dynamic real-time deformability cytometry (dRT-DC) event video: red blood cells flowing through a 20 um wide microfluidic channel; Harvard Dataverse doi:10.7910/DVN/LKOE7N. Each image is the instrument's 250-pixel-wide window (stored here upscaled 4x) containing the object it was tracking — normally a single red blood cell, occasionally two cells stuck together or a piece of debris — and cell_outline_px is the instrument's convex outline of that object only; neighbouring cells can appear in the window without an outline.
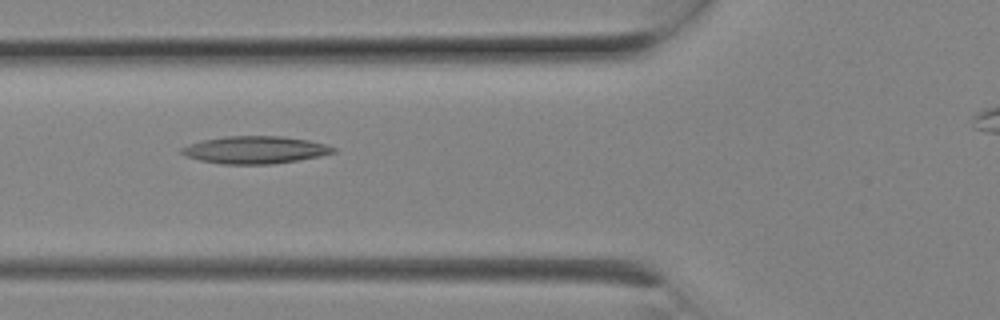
{"species": "Egyptian fruit bat (a non-hibernating species)", "species_latin": "Rousettus aegyptiacus", "temperature_condition": "room temperature", "stored_images_in_passage": 3, "camera_frame_rate_fps": 3000, "um_per_image_px": 0.085, "animal": {"sex": "female"}, "frame": {"image": 1, "passage_image": 2, "time_ms": 0.333, "image_size_px": [1000, 320], "cell_outline_px": [[336, 152], [320, 156], [272, 164], [220, 164], [200, 160], [188, 156], [180, 152], [180, 148], [188, 144], [204, 140], [224, 136], [280, 136], [308, 140], [324, 144], [336, 148]], "centroid_in_image_um": [21.67, 12.74], "position_along_channel_um": 104.1, "area_um2": 24.1}}
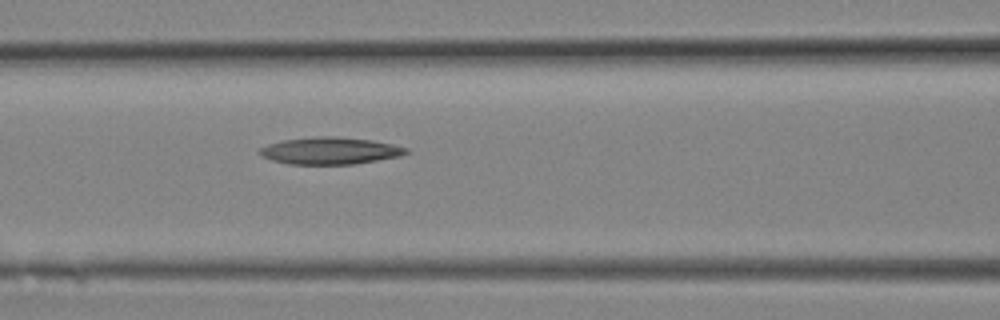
{"frame": {"image": 2, "passage_image": 3, "time_ms": 0.667, "image_size_px": [1000, 320], "cell_outline_px": [[412, 152], [400, 156], [356, 164], [288, 164], [272, 160], [260, 156], [256, 152], [260, 148], [268, 144], [284, 140], [316, 136], [332, 136], [372, 140], [392, 144], [408, 148]], "centroid_in_image_um": [28.06, 12.82], "position_along_channel_um": 138.5, "area_um2": 23.24}}